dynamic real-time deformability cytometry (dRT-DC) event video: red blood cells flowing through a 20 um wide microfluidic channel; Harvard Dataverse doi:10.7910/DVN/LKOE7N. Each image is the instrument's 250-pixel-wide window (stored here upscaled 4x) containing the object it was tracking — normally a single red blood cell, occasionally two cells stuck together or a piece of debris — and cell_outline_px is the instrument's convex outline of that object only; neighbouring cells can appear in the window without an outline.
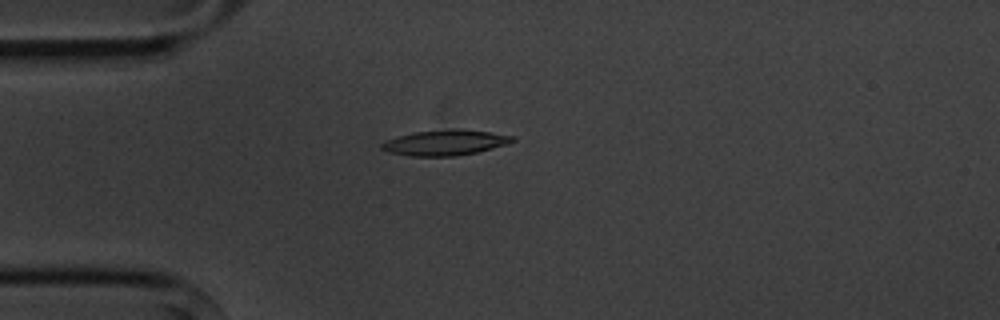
{"species": "common noctule bat (a hibernating species)", "species_latin": "Nyctalus noctula", "temperature_condition": "cold", "stored_images_in_passage": 1, "camera_frame_rate_fps": 3000, "um_per_image_px": 0.085, "animal": {"sex": "male", "body_mass_g": 20.1, "forearm_length_mm": 53.5}, "frame": {"image": 1, "passage_image": 1, "time_ms": 0.0, "image_size_px": [1000, 320], "cell_outline_px": [[516, 140], [508, 144], [476, 152], [456, 156], [408, 156], [388, 152], [380, 148], [380, 144], [384, 140], [412, 132], [452, 128], [488, 132], [516, 136]], "centroid_in_image_um": [37.8, 12.12], "position_along_channel_um": 47.2, "area_um2": 19.59}}